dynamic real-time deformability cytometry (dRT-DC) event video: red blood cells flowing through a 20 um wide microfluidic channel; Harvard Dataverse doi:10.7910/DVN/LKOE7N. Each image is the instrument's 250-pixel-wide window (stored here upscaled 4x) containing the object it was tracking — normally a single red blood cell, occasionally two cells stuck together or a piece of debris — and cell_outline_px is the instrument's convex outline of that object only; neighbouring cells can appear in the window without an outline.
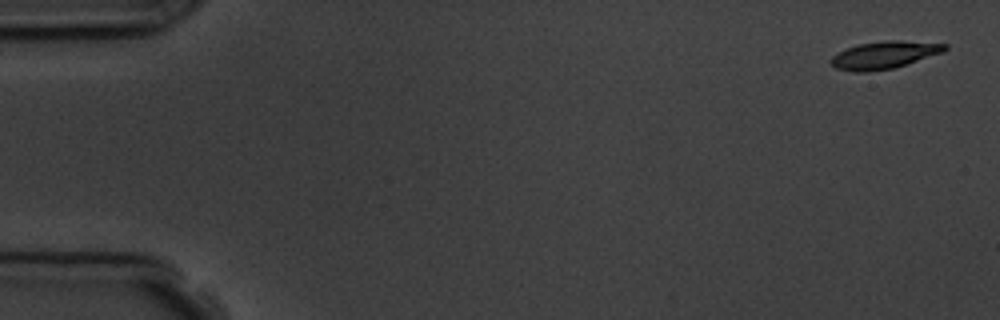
{"species": "common noctule bat (a hibernating species)", "species_latin": "Nyctalus noctula", "temperature_condition": "room temperature", "stored_images_in_passage": 5, "camera_frame_rate_fps": 3000, "um_per_image_px": 0.085, "animal": {"sex": "male", "body_mass_g": 19.5, "forearm_length_mm": 54.6}, "frame": {"image": 1, "passage_image": 1, "time_ms": 0.0, "image_size_px": [1000, 320], "cell_outline_px": [[948, 48], [944, 52], [892, 68], [868, 72], [852, 72], [836, 68], [828, 60], [832, 56], [848, 48], [860, 44], [884, 40], [900, 40], [948, 44]], "centroid_in_image_um": [75.16, 4.67], "position_along_channel_um": 9.8, "area_um2": 18.09}}
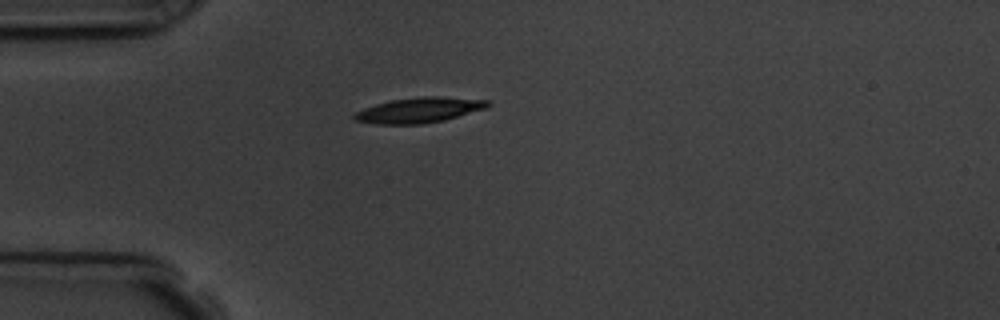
{"frame": {"image": 2, "passage_image": 4, "time_ms": 4.333, "image_size_px": [1000, 320], "cell_outline_px": [[492, 104], [484, 108], [444, 120], [420, 124], [376, 124], [352, 120], [352, 116], [356, 112], [364, 108], [388, 100], [420, 96], [440, 96], [492, 100]], "centroid_in_image_um": [35.61, 9.34], "position_along_channel_um": 49.4, "area_um2": 19.77}}